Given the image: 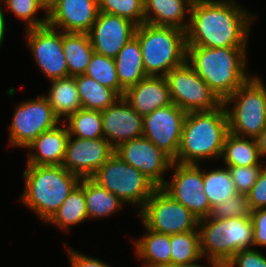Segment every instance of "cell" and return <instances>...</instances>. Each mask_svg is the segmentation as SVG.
<instances>
[{"instance_id":"35","label":"cell","mask_w":266,"mask_h":267,"mask_svg":"<svg viewBox=\"0 0 266 267\" xmlns=\"http://www.w3.org/2000/svg\"><path fill=\"white\" fill-rule=\"evenodd\" d=\"M2 2L7 10L26 23V29L41 27L48 23V12L39 0H2ZM40 10L45 12L43 18L37 17Z\"/></svg>"},{"instance_id":"32","label":"cell","mask_w":266,"mask_h":267,"mask_svg":"<svg viewBox=\"0 0 266 267\" xmlns=\"http://www.w3.org/2000/svg\"><path fill=\"white\" fill-rule=\"evenodd\" d=\"M170 247L171 267L205 259L201 254L199 230L170 235Z\"/></svg>"},{"instance_id":"5","label":"cell","mask_w":266,"mask_h":267,"mask_svg":"<svg viewBox=\"0 0 266 267\" xmlns=\"http://www.w3.org/2000/svg\"><path fill=\"white\" fill-rule=\"evenodd\" d=\"M140 44L147 76H165L186 62V31L143 23L134 35Z\"/></svg>"},{"instance_id":"4","label":"cell","mask_w":266,"mask_h":267,"mask_svg":"<svg viewBox=\"0 0 266 267\" xmlns=\"http://www.w3.org/2000/svg\"><path fill=\"white\" fill-rule=\"evenodd\" d=\"M26 166L22 174L25 188L20 200L46 223L79 184L81 178L61 165Z\"/></svg>"},{"instance_id":"28","label":"cell","mask_w":266,"mask_h":267,"mask_svg":"<svg viewBox=\"0 0 266 267\" xmlns=\"http://www.w3.org/2000/svg\"><path fill=\"white\" fill-rule=\"evenodd\" d=\"M225 166L264 165L254 138L241 137L229 132L221 156Z\"/></svg>"},{"instance_id":"17","label":"cell","mask_w":266,"mask_h":267,"mask_svg":"<svg viewBox=\"0 0 266 267\" xmlns=\"http://www.w3.org/2000/svg\"><path fill=\"white\" fill-rule=\"evenodd\" d=\"M137 25L117 15L99 12L88 32L95 53L115 58L123 46L135 35Z\"/></svg>"},{"instance_id":"40","label":"cell","mask_w":266,"mask_h":267,"mask_svg":"<svg viewBox=\"0 0 266 267\" xmlns=\"http://www.w3.org/2000/svg\"><path fill=\"white\" fill-rule=\"evenodd\" d=\"M252 210L266 208V164L259 172L256 183L247 194Z\"/></svg>"},{"instance_id":"33","label":"cell","mask_w":266,"mask_h":267,"mask_svg":"<svg viewBox=\"0 0 266 267\" xmlns=\"http://www.w3.org/2000/svg\"><path fill=\"white\" fill-rule=\"evenodd\" d=\"M204 193L207 195L211 208L227 201L229 197L237 194L228 168L203 170Z\"/></svg>"},{"instance_id":"3","label":"cell","mask_w":266,"mask_h":267,"mask_svg":"<svg viewBox=\"0 0 266 267\" xmlns=\"http://www.w3.org/2000/svg\"><path fill=\"white\" fill-rule=\"evenodd\" d=\"M228 133L229 122L224 104L212 111L187 112L180 146L173 162L201 164L202 161L221 158Z\"/></svg>"},{"instance_id":"34","label":"cell","mask_w":266,"mask_h":267,"mask_svg":"<svg viewBox=\"0 0 266 267\" xmlns=\"http://www.w3.org/2000/svg\"><path fill=\"white\" fill-rule=\"evenodd\" d=\"M84 74L99 84L113 89L120 97L124 96L125 90L120 86L114 58L94 52Z\"/></svg>"},{"instance_id":"13","label":"cell","mask_w":266,"mask_h":267,"mask_svg":"<svg viewBox=\"0 0 266 267\" xmlns=\"http://www.w3.org/2000/svg\"><path fill=\"white\" fill-rule=\"evenodd\" d=\"M26 42L35 63L49 81L68 76V67L62 47V31L44 25L25 29Z\"/></svg>"},{"instance_id":"42","label":"cell","mask_w":266,"mask_h":267,"mask_svg":"<svg viewBox=\"0 0 266 267\" xmlns=\"http://www.w3.org/2000/svg\"><path fill=\"white\" fill-rule=\"evenodd\" d=\"M64 245L69 255L70 267H112L103 260L77 252L72 247H68L67 243Z\"/></svg>"},{"instance_id":"19","label":"cell","mask_w":266,"mask_h":267,"mask_svg":"<svg viewBox=\"0 0 266 267\" xmlns=\"http://www.w3.org/2000/svg\"><path fill=\"white\" fill-rule=\"evenodd\" d=\"M98 14V0H58L48 12L47 24L62 32L88 33Z\"/></svg>"},{"instance_id":"38","label":"cell","mask_w":266,"mask_h":267,"mask_svg":"<svg viewBox=\"0 0 266 267\" xmlns=\"http://www.w3.org/2000/svg\"><path fill=\"white\" fill-rule=\"evenodd\" d=\"M263 165L226 166L231 174L237 193L248 194L256 183Z\"/></svg>"},{"instance_id":"14","label":"cell","mask_w":266,"mask_h":267,"mask_svg":"<svg viewBox=\"0 0 266 267\" xmlns=\"http://www.w3.org/2000/svg\"><path fill=\"white\" fill-rule=\"evenodd\" d=\"M187 112L174 103L143 116V137L172 160L177 156Z\"/></svg>"},{"instance_id":"18","label":"cell","mask_w":266,"mask_h":267,"mask_svg":"<svg viewBox=\"0 0 266 267\" xmlns=\"http://www.w3.org/2000/svg\"><path fill=\"white\" fill-rule=\"evenodd\" d=\"M104 139L115 149L119 144L143 137V117L124 98L101 111Z\"/></svg>"},{"instance_id":"21","label":"cell","mask_w":266,"mask_h":267,"mask_svg":"<svg viewBox=\"0 0 266 267\" xmlns=\"http://www.w3.org/2000/svg\"><path fill=\"white\" fill-rule=\"evenodd\" d=\"M68 138L69 133L64 122L41 133L26 148L30 151L26 163L32 165H62Z\"/></svg>"},{"instance_id":"23","label":"cell","mask_w":266,"mask_h":267,"mask_svg":"<svg viewBox=\"0 0 266 267\" xmlns=\"http://www.w3.org/2000/svg\"><path fill=\"white\" fill-rule=\"evenodd\" d=\"M143 227L145 235L133 241L134 252L143 267H171L170 235Z\"/></svg>"},{"instance_id":"12","label":"cell","mask_w":266,"mask_h":267,"mask_svg":"<svg viewBox=\"0 0 266 267\" xmlns=\"http://www.w3.org/2000/svg\"><path fill=\"white\" fill-rule=\"evenodd\" d=\"M170 169H174L171 180H166L161 188L199 220L209 217L212 208L203 191V170L200 165L172 162Z\"/></svg>"},{"instance_id":"15","label":"cell","mask_w":266,"mask_h":267,"mask_svg":"<svg viewBox=\"0 0 266 267\" xmlns=\"http://www.w3.org/2000/svg\"><path fill=\"white\" fill-rule=\"evenodd\" d=\"M115 153L125 163L142 172L158 188L165 184V172L171 170L173 160L147 138L122 142L115 148Z\"/></svg>"},{"instance_id":"16","label":"cell","mask_w":266,"mask_h":267,"mask_svg":"<svg viewBox=\"0 0 266 267\" xmlns=\"http://www.w3.org/2000/svg\"><path fill=\"white\" fill-rule=\"evenodd\" d=\"M114 152L115 149L104 138L83 139L69 136L61 166L80 178H91Z\"/></svg>"},{"instance_id":"7","label":"cell","mask_w":266,"mask_h":267,"mask_svg":"<svg viewBox=\"0 0 266 267\" xmlns=\"http://www.w3.org/2000/svg\"><path fill=\"white\" fill-rule=\"evenodd\" d=\"M261 79L252 75L223 102L232 134L256 139L265 129L266 86Z\"/></svg>"},{"instance_id":"2","label":"cell","mask_w":266,"mask_h":267,"mask_svg":"<svg viewBox=\"0 0 266 267\" xmlns=\"http://www.w3.org/2000/svg\"><path fill=\"white\" fill-rule=\"evenodd\" d=\"M247 49L187 46L186 61L224 102L251 77L247 67Z\"/></svg>"},{"instance_id":"25","label":"cell","mask_w":266,"mask_h":267,"mask_svg":"<svg viewBox=\"0 0 266 267\" xmlns=\"http://www.w3.org/2000/svg\"><path fill=\"white\" fill-rule=\"evenodd\" d=\"M49 82L51 87L48 95L44 96L60 121H64V118L66 119L82 108L74 76H67Z\"/></svg>"},{"instance_id":"9","label":"cell","mask_w":266,"mask_h":267,"mask_svg":"<svg viewBox=\"0 0 266 267\" xmlns=\"http://www.w3.org/2000/svg\"><path fill=\"white\" fill-rule=\"evenodd\" d=\"M137 215L143 226L162 234L198 230L199 219L161 187L153 192Z\"/></svg>"},{"instance_id":"45","label":"cell","mask_w":266,"mask_h":267,"mask_svg":"<svg viewBox=\"0 0 266 267\" xmlns=\"http://www.w3.org/2000/svg\"><path fill=\"white\" fill-rule=\"evenodd\" d=\"M2 0H0V47L4 41V37H5V32H6V16L4 15V10L2 8Z\"/></svg>"},{"instance_id":"29","label":"cell","mask_w":266,"mask_h":267,"mask_svg":"<svg viewBox=\"0 0 266 267\" xmlns=\"http://www.w3.org/2000/svg\"><path fill=\"white\" fill-rule=\"evenodd\" d=\"M84 194L89 219L112 216L125 204L92 178H84Z\"/></svg>"},{"instance_id":"6","label":"cell","mask_w":266,"mask_h":267,"mask_svg":"<svg viewBox=\"0 0 266 267\" xmlns=\"http://www.w3.org/2000/svg\"><path fill=\"white\" fill-rule=\"evenodd\" d=\"M198 230L205 260L217 259L226 264L238 251L254 248L251 218L206 217L199 220Z\"/></svg>"},{"instance_id":"26","label":"cell","mask_w":266,"mask_h":267,"mask_svg":"<svg viewBox=\"0 0 266 267\" xmlns=\"http://www.w3.org/2000/svg\"><path fill=\"white\" fill-rule=\"evenodd\" d=\"M62 47L68 76L84 74L95 52L89 34L62 32Z\"/></svg>"},{"instance_id":"43","label":"cell","mask_w":266,"mask_h":267,"mask_svg":"<svg viewBox=\"0 0 266 267\" xmlns=\"http://www.w3.org/2000/svg\"><path fill=\"white\" fill-rule=\"evenodd\" d=\"M255 140L257 142L260 157H266V127Z\"/></svg>"},{"instance_id":"44","label":"cell","mask_w":266,"mask_h":267,"mask_svg":"<svg viewBox=\"0 0 266 267\" xmlns=\"http://www.w3.org/2000/svg\"><path fill=\"white\" fill-rule=\"evenodd\" d=\"M197 262L199 263V261H196V262L190 263L188 265L174 266V267H225V264L222 261L217 260V259L208 258V260H207V262L209 263L208 266L198 264Z\"/></svg>"},{"instance_id":"8","label":"cell","mask_w":266,"mask_h":267,"mask_svg":"<svg viewBox=\"0 0 266 267\" xmlns=\"http://www.w3.org/2000/svg\"><path fill=\"white\" fill-rule=\"evenodd\" d=\"M91 178L126 205L127 203L135 205L134 208L136 207L138 212L158 188L148 177L125 163L115 152Z\"/></svg>"},{"instance_id":"20","label":"cell","mask_w":266,"mask_h":267,"mask_svg":"<svg viewBox=\"0 0 266 267\" xmlns=\"http://www.w3.org/2000/svg\"><path fill=\"white\" fill-rule=\"evenodd\" d=\"M142 117L172 104L169 87L163 76H147L129 87L123 96Z\"/></svg>"},{"instance_id":"27","label":"cell","mask_w":266,"mask_h":267,"mask_svg":"<svg viewBox=\"0 0 266 267\" xmlns=\"http://www.w3.org/2000/svg\"><path fill=\"white\" fill-rule=\"evenodd\" d=\"M86 220H88V213L84 194V178H81L79 184L46 223L56 225L68 233L69 228Z\"/></svg>"},{"instance_id":"46","label":"cell","mask_w":266,"mask_h":267,"mask_svg":"<svg viewBox=\"0 0 266 267\" xmlns=\"http://www.w3.org/2000/svg\"><path fill=\"white\" fill-rule=\"evenodd\" d=\"M58 2V0H39V3L45 8L47 12Z\"/></svg>"},{"instance_id":"41","label":"cell","mask_w":266,"mask_h":267,"mask_svg":"<svg viewBox=\"0 0 266 267\" xmlns=\"http://www.w3.org/2000/svg\"><path fill=\"white\" fill-rule=\"evenodd\" d=\"M253 247H266V208L253 210Z\"/></svg>"},{"instance_id":"1","label":"cell","mask_w":266,"mask_h":267,"mask_svg":"<svg viewBox=\"0 0 266 267\" xmlns=\"http://www.w3.org/2000/svg\"><path fill=\"white\" fill-rule=\"evenodd\" d=\"M186 46L247 47L256 15L235 0H193Z\"/></svg>"},{"instance_id":"24","label":"cell","mask_w":266,"mask_h":267,"mask_svg":"<svg viewBox=\"0 0 266 267\" xmlns=\"http://www.w3.org/2000/svg\"><path fill=\"white\" fill-rule=\"evenodd\" d=\"M120 86L126 91L147 77L138 39L132 37L114 58Z\"/></svg>"},{"instance_id":"31","label":"cell","mask_w":266,"mask_h":267,"mask_svg":"<svg viewBox=\"0 0 266 267\" xmlns=\"http://www.w3.org/2000/svg\"><path fill=\"white\" fill-rule=\"evenodd\" d=\"M63 122L71 137L75 136L83 139L104 138L101 111L81 108L69 115Z\"/></svg>"},{"instance_id":"30","label":"cell","mask_w":266,"mask_h":267,"mask_svg":"<svg viewBox=\"0 0 266 267\" xmlns=\"http://www.w3.org/2000/svg\"><path fill=\"white\" fill-rule=\"evenodd\" d=\"M74 77L83 109L103 111L120 98L113 89L85 74Z\"/></svg>"},{"instance_id":"10","label":"cell","mask_w":266,"mask_h":267,"mask_svg":"<svg viewBox=\"0 0 266 267\" xmlns=\"http://www.w3.org/2000/svg\"><path fill=\"white\" fill-rule=\"evenodd\" d=\"M11 121L8 146L12 148H27L41 133L62 122L43 94L18 103Z\"/></svg>"},{"instance_id":"36","label":"cell","mask_w":266,"mask_h":267,"mask_svg":"<svg viewBox=\"0 0 266 267\" xmlns=\"http://www.w3.org/2000/svg\"><path fill=\"white\" fill-rule=\"evenodd\" d=\"M99 12L127 18L137 26L144 21V0H98Z\"/></svg>"},{"instance_id":"39","label":"cell","mask_w":266,"mask_h":267,"mask_svg":"<svg viewBox=\"0 0 266 267\" xmlns=\"http://www.w3.org/2000/svg\"><path fill=\"white\" fill-rule=\"evenodd\" d=\"M225 267H266V257L257 249H245L238 251Z\"/></svg>"},{"instance_id":"11","label":"cell","mask_w":266,"mask_h":267,"mask_svg":"<svg viewBox=\"0 0 266 267\" xmlns=\"http://www.w3.org/2000/svg\"><path fill=\"white\" fill-rule=\"evenodd\" d=\"M164 77L172 103L186 112L212 111L223 104L187 61Z\"/></svg>"},{"instance_id":"37","label":"cell","mask_w":266,"mask_h":267,"mask_svg":"<svg viewBox=\"0 0 266 267\" xmlns=\"http://www.w3.org/2000/svg\"><path fill=\"white\" fill-rule=\"evenodd\" d=\"M252 208L246 194L237 193L227 201L212 207L209 217L211 218H233V217H246L251 218Z\"/></svg>"},{"instance_id":"22","label":"cell","mask_w":266,"mask_h":267,"mask_svg":"<svg viewBox=\"0 0 266 267\" xmlns=\"http://www.w3.org/2000/svg\"><path fill=\"white\" fill-rule=\"evenodd\" d=\"M192 1L144 0V21L155 26L175 27L186 31Z\"/></svg>"}]
</instances>
